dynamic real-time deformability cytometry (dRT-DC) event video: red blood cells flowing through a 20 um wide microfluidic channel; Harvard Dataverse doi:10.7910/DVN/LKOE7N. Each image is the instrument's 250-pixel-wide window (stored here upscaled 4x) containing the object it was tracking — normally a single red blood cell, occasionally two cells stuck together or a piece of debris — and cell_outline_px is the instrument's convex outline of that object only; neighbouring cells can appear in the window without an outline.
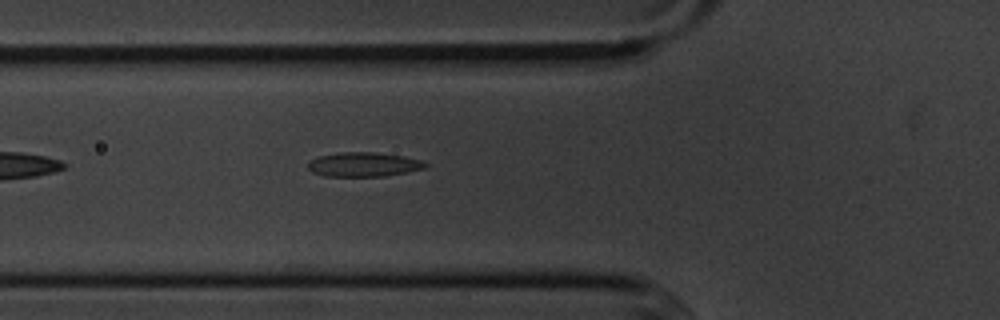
{"species": "common noctule bat (a hibernating species)", "species_latin": "Nyctalus noctula", "temperature_condition": "cold", "stored_images_in_passage": 6, "camera_frame_rate_fps": 3000, "um_per_image_px": 0.085, "animal": {"sex": "male", "body_mass_g": 20.1, "forearm_length_mm": 53.5}, "frame": {"image": 1, "passage_image": 6, "time_ms": 6.333, "image_size_px": [1000, 320], "cell_outline_px": [[428, 168], [408, 172], [384, 176], [324, 176], [312, 172], [308, 168], [308, 160], [320, 156], [340, 152], [376, 152], [404, 156], [420, 160], [428, 164]], "centroid_in_image_um": [30.92, 13.98], "position_along_channel_um": 94.9, "area_um2": 16.76}}